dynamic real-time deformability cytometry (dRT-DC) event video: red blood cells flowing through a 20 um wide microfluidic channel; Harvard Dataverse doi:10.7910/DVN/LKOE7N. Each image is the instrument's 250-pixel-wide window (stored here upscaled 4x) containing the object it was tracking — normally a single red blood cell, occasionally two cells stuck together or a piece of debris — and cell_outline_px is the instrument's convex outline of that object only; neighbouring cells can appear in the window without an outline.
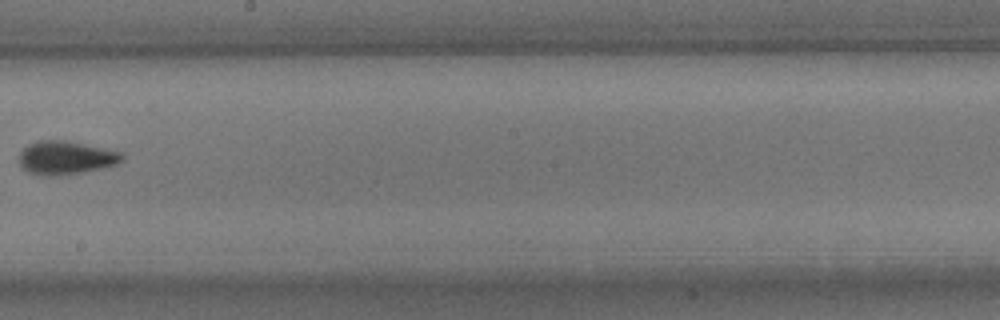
{"species": "common noctule bat (a hibernating species)", "species_latin": "Nyctalus noctula", "temperature_condition": "room temperature", "stored_images_in_passage": 9, "camera_frame_rate_fps": 3000, "um_per_image_px": 0.085, "animal": {"sex": "male", "body_mass_g": 15.6}, "frame": {"image": 1, "passage_image": 8, "time_ms": 9.333, "image_size_px": [1000, 320], "cell_outline_px": [[124, 160], [116, 164], [84, 172], [60, 176], [44, 176], [28, 172], [20, 168], [20, 152], [28, 144], [40, 140], [64, 140], [120, 152], [124, 156]], "centroid_in_image_um": [5.55, 13.42], "position_along_channel_um": 242.6, "area_um2": 20.0}}
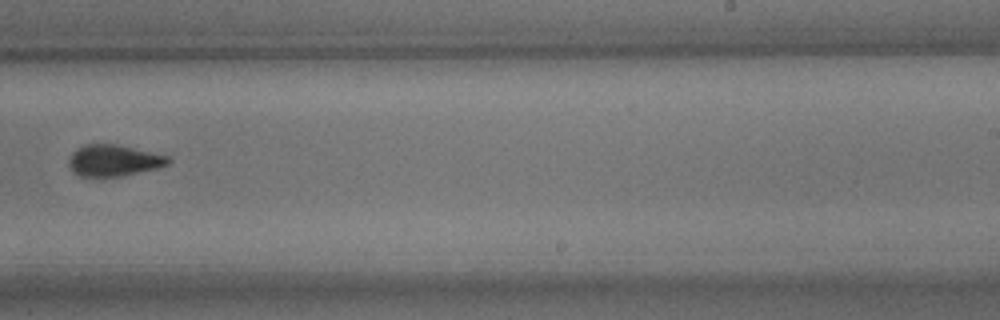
{"frame": {"image": 2, "passage_image": 9, "time_ms": 10.333, "image_size_px": [1000, 320], "cell_outline_px": [[172, 160], [168, 164], [160, 168], [120, 176], [80, 176], [68, 164], [68, 160], [72, 152], [76, 148], [84, 144], [116, 144], [168, 156]], "centroid_in_image_um": [9.68, 13.63], "position_along_channel_um": 279.3, "area_um2": 18.09}}